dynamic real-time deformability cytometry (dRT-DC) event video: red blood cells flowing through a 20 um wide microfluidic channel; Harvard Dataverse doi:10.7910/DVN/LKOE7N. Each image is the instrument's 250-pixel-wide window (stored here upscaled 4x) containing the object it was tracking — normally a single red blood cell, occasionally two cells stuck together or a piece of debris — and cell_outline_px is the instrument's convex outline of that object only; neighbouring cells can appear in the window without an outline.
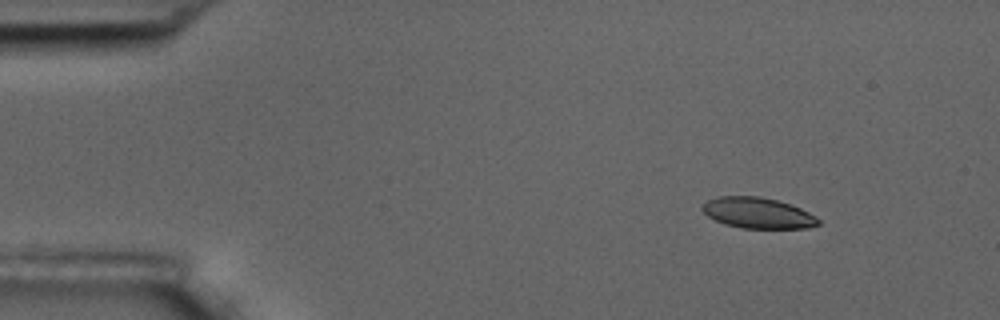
{"species": "common noctule bat (a hibernating species)", "species_latin": "Nyctalus noctula", "temperature_condition": "room temperature", "stored_images_in_passage": 5, "camera_frame_rate_fps": 3000, "um_per_image_px": 0.085, "animal": {"sex": "male", "body_mass_g": 17.5, "forearm_length_mm": 52.3}, "frame": {"image": 1, "passage_image": 2, "time_ms": 1.333, "image_size_px": [1000, 320], "cell_outline_px": [[820, 224], [808, 228], [740, 228], [724, 224], [708, 216], [700, 208], [708, 200], [720, 196], [760, 196], [776, 200], [800, 208], [816, 216], [820, 220]], "centroid_in_image_um": [64.42, 18.11], "position_along_channel_um": 20.6, "area_um2": 20.75}}
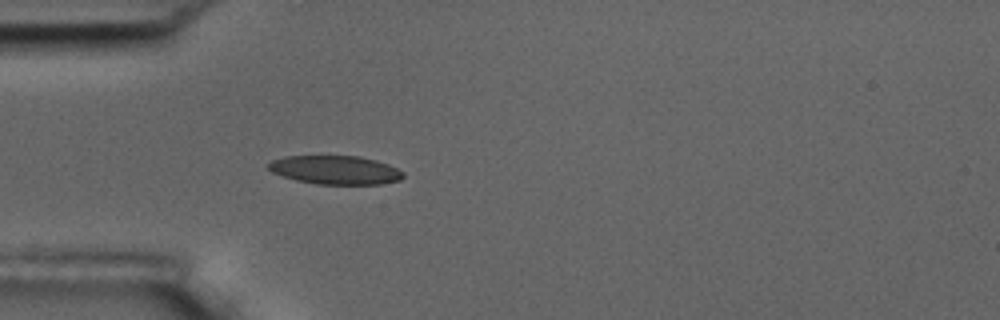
{"frame": {"image": 2, "passage_image": 5, "time_ms": 4.667, "image_size_px": [1000, 320], "cell_outline_px": [[404, 176], [400, 180], [380, 184], [316, 184], [296, 180], [272, 172], [268, 168], [268, 164], [272, 160], [284, 156], [360, 156], [376, 160], [388, 164], [404, 172]], "centroid_in_image_um": [28.52, 14.44], "position_along_channel_um": 56.5, "area_um2": 22.48}}